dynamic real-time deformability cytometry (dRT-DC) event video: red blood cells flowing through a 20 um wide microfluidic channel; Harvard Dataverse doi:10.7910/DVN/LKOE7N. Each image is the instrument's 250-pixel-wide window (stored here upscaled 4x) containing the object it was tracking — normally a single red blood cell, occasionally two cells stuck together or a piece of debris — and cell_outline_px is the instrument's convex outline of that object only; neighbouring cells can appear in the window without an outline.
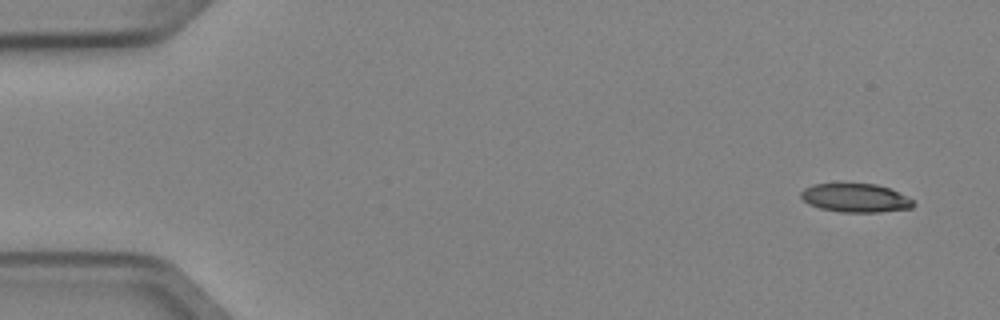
{"species": "Egyptian fruit bat (a non-hibernating species)", "species_latin": "Rousettus aegyptiacus", "temperature_condition": "cold", "stored_images_in_passage": 5, "camera_frame_rate_fps": 3000, "um_per_image_px": 0.085, "animal": {"sex": "female"}, "frame": {"image": 1, "passage_image": 1, "time_ms": 0.0, "image_size_px": [1000, 320], "cell_outline_px": [[916, 204], [912, 208], [880, 212], [840, 212], [820, 208], [808, 204], [800, 196], [800, 192], [804, 188], [816, 184], [876, 184], [888, 188], [912, 200]], "centroid_in_image_um": [72.69, 16.83], "position_along_channel_um": 12.3, "area_um2": 18.55}}
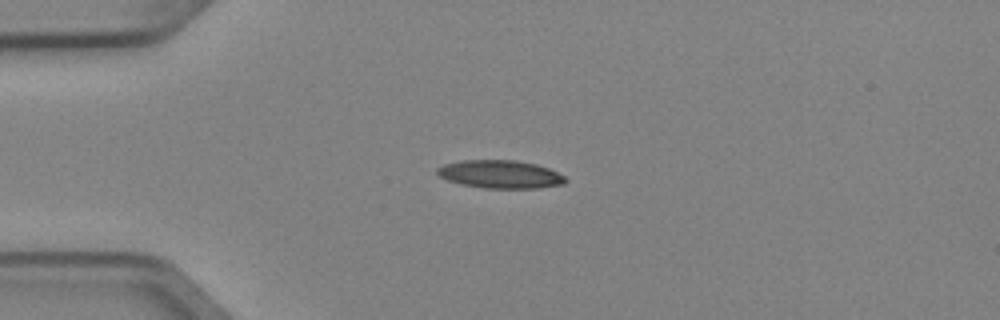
{"frame": {"image": 2, "passage_image": 4, "time_ms": 1.0, "image_size_px": [1000, 320], "cell_outline_px": [[568, 180], [564, 184], [540, 188], [484, 188], [460, 184], [448, 180], [440, 176], [436, 172], [436, 168], [444, 164], [460, 160], [516, 160], [536, 164], [548, 168], [564, 176]], "centroid_in_image_um": [42.52, 14.81], "position_along_channel_um": 42.5, "area_um2": 21.04}}